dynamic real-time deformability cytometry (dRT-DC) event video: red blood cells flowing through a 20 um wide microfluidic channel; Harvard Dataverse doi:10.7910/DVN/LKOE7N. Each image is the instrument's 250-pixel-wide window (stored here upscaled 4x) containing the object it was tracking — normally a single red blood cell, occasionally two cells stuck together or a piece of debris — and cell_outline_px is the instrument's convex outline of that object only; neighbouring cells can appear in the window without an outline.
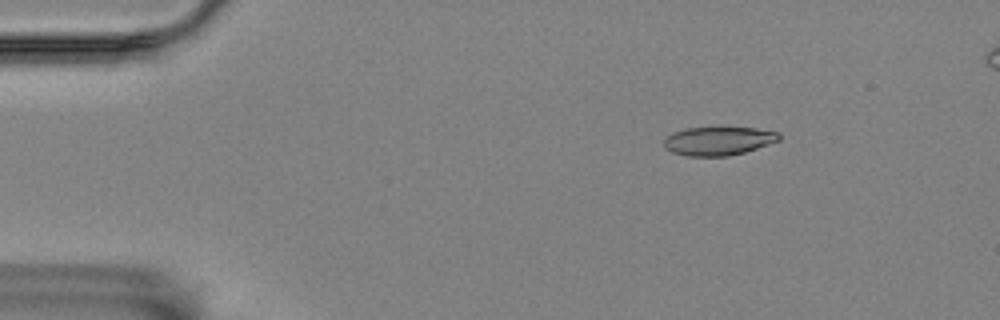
{"species": "Egyptian fruit bat (a non-hibernating species)", "species_latin": "Rousettus aegyptiacus", "temperature_condition": "room temperature", "stored_images_in_passage": 14, "camera_frame_rate_fps": 3000, "um_per_image_px": 0.085, "animal": {"sex": "female"}, "frame": {"image": 1, "passage_image": 2, "time_ms": 0.333, "image_size_px": [1000, 320], "cell_outline_px": [[780, 140], [744, 152], [728, 156], [688, 156], [672, 152], [664, 148], [664, 140], [668, 136], [684, 128], [756, 128], [780, 132]], "centroid_in_image_um": [61.07, 11.98], "position_along_channel_um": 23.9, "area_um2": 18.96}}
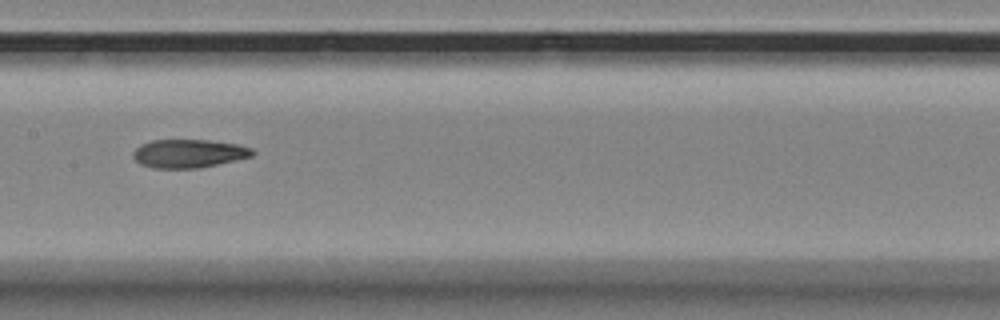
{"frame": {"image": 2, "passage_image": 7, "time_ms": 2.0, "image_size_px": [1000, 320], "cell_outline_px": [[256, 152], [252, 156], [236, 160], [200, 168], [152, 168], [140, 164], [132, 156], [132, 152], [140, 144], [152, 140], [208, 140], [236, 144], [252, 148]], "centroid_in_image_um": [16.03, 13.05], "position_along_channel_um": 191.4, "area_um2": 19.83}}
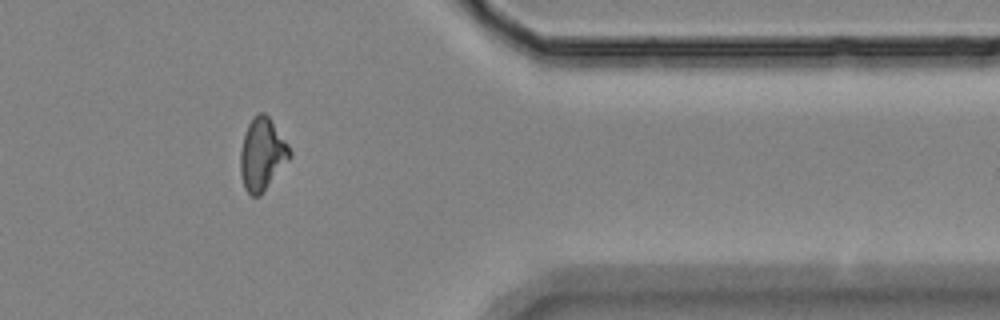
{"frame": {"image": 3, "passage_image": 12, "time_ms": 3.667, "image_size_px": [1000, 320], "cell_outline_px": [[292, 156], [260, 196], [252, 196], [244, 188], [240, 172], [240, 152], [244, 136], [248, 124], [252, 116], [260, 112], [264, 112], [268, 116], [288, 144], [292, 152]], "centroid_in_image_um": [22.28, 13.11], "position_along_channel_um": 389.1, "area_um2": 20.75}}